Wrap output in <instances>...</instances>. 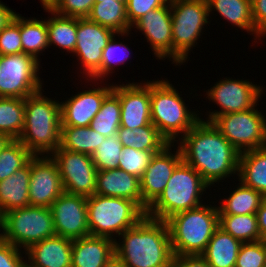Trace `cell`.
I'll return each instance as SVG.
<instances>
[{
    "instance_id": "obj_10",
    "label": "cell",
    "mask_w": 266,
    "mask_h": 267,
    "mask_svg": "<svg viewBox=\"0 0 266 267\" xmlns=\"http://www.w3.org/2000/svg\"><path fill=\"white\" fill-rule=\"evenodd\" d=\"M256 107L216 116L211 121L239 153L266 147V115Z\"/></svg>"
},
{
    "instance_id": "obj_40",
    "label": "cell",
    "mask_w": 266,
    "mask_h": 267,
    "mask_svg": "<svg viewBox=\"0 0 266 267\" xmlns=\"http://www.w3.org/2000/svg\"><path fill=\"white\" fill-rule=\"evenodd\" d=\"M158 152L160 151H140L132 147H123L118 169L124 170L140 179L154 154Z\"/></svg>"
},
{
    "instance_id": "obj_19",
    "label": "cell",
    "mask_w": 266,
    "mask_h": 267,
    "mask_svg": "<svg viewBox=\"0 0 266 267\" xmlns=\"http://www.w3.org/2000/svg\"><path fill=\"white\" fill-rule=\"evenodd\" d=\"M143 82L114 83L112 91L119 97L121 107L120 127L132 130L152 123L150 81Z\"/></svg>"
},
{
    "instance_id": "obj_33",
    "label": "cell",
    "mask_w": 266,
    "mask_h": 267,
    "mask_svg": "<svg viewBox=\"0 0 266 267\" xmlns=\"http://www.w3.org/2000/svg\"><path fill=\"white\" fill-rule=\"evenodd\" d=\"M105 139L89 126H61L60 147L65 150L92 155Z\"/></svg>"
},
{
    "instance_id": "obj_4",
    "label": "cell",
    "mask_w": 266,
    "mask_h": 267,
    "mask_svg": "<svg viewBox=\"0 0 266 267\" xmlns=\"http://www.w3.org/2000/svg\"><path fill=\"white\" fill-rule=\"evenodd\" d=\"M165 79L150 80L151 121L169 143L175 144L200 120L201 113L189 109L182 94Z\"/></svg>"
},
{
    "instance_id": "obj_29",
    "label": "cell",
    "mask_w": 266,
    "mask_h": 267,
    "mask_svg": "<svg viewBox=\"0 0 266 267\" xmlns=\"http://www.w3.org/2000/svg\"><path fill=\"white\" fill-rule=\"evenodd\" d=\"M44 11L51 15L47 17L49 48L53 45L73 54L77 42V18L59 15L52 9Z\"/></svg>"
},
{
    "instance_id": "obj_22",
    "label": "cell",
    "mask_w": 266,
    "mask_h": 267,
    "mask_svg": "<svg viewBox=\"0 0 266 267\" xmlns=\"http://www.w3.org/2000/svg\"><path fill=\"white\" fill-rule=\"evenodd\" d=\"M95 194L134 201L143 210L140 179L121 169L98 171Z\"/></svg>"
},
{
    "instance_id": "obj_51",
    "label": "cell",
    "mask_w": 266,
    "mask_h": 267,
    "mask_svg": "<svg viewBox=\"0 0 266 267\" xmlns=\"http://www.w3.org/2000/svg\"><path fill=\"white\" fill-rule=\"evenodd\" d=\"M58 0H40L43 9H51Z\"/></svg>"
},
{
    "instance_id": "obj_43",
    "label": "cell",
    "mask_w": 266,
    "mask_h": 267,
    "mask_svg": "<svg viewBox=\"0 0 266 267\" xmlns=\"http://www.w3.org/2000/svg\"><path fill=\"white\" fill-rule=\"evenodd\" d=\"M95 0H58L51 8L55 13L75 18H87Z\"/></svg>"
},
{
    "instance_id": "obj_34",
    "label": "cell",
    "mask_w": 266,
    "mask_h": 267,
    "mask_svg": "<svg viewBox=\"0 0 266 267\" xmlns=\"http://www.w3.org/2000/svg\"><path fill=\"white\" fill-rule=\"evenodd\" d=\"M131 31L125 33H116L107 43V46L103 49L101 67L89 78L93 81L108 82L110 75L115 72V67H119L122 64H126L129 60V55L132 54V50L128 48V45L123 44V42L117 41L116 38L130 37ZM117 36V37H115ZM129 52V53H128ZM131 52V53H130ZM115 66V67H114ZM108 77V79H107Z\"/></svg>"
},
{
    "instance_id": "obj_32",
    "label": "cell",
    "mask_w": 266,
    "mask_h": 267,
    "mask_svg": "<svg viewBox=\"0 0 266 267\" xmlns=\"http://www.w3.org/2000/svg\"><path fill=\"white\" fill-rule=\"evenodd\" d=\"M90 21L113 30L115 33L132 31L127 19L126 4L117 1L95 2L87 17Z\"/></svg>"
},
{
    "instance_id": "obj_13",
    "label": "cell",
    "mask_w": 266,
    "mask_h": 267,
    "mask_svg": "<svg viewBox=\"0 0 266 267\" xmlns=\"http://www.w3.org/2000/svg\"><path fill=\"white\" fill-rule=\"evenodd\" d=\"M51 157L57 162L64 192L85 197L95 194L98 170L91 155L59 147Z\"/></svg>"
},
{
    "instance_id": "obj_12",
    "label": "cell",
    "mask_w": 266,
    "mask_h": 267,
    "mask_svg": "<svg viewBox=\"0 0 266 267\" xmlns=\"http://www.w3.org/2000/svg\"><path fill=\"white\" fill-rule=\"evenodd\" d=\"M249 79H234L225 77L206 90V98L210 102L219 106L218 110L210 109L206 112V119L204 121L211 122L216 116L225 115L229 113L246 111L254 108L262 99L265 87L257 85ZM264 88V89H263Z\"/></svg>"
},
{
    "instance_id": "obj_26",
    "label": "cell",
    "mask_w": 266,
    "mask_h": 267,
    "mask_svg": "<svg viewBox=\"0 0 266 267\" xmlns=\"http://www.w3.org/2000/svg\"><path fill=\"white\" fill-rule=\"evenodd\" d=\"M242 244L218 227L201 256L211 267H235Z\"/></svg>"
},
{
    "instance_id": "obj_48",
    "label": "cell",
    "mask_w": 266,
    "mask_h": 267,
    "mask_svg": "<svg viewBox=\"0 0 266 267\" xmlns=\"http://www.w3.org/2000/svg\"><path fill=\"white\" fill-rule=\"evenodd\" d=\"M258 228L261 235V239H266V194L263 195L261 206L256 212Z\"/></svg>"
},
{
    "instance_id": "obj_14",
    "label": "cell",
    "mask_w": 266,
    "mask_h": 267,
    "mask_svg": "<svg viewBox=\"0 0 266 267\" xmlns=\"http://www.w3.org/2000/svg\"><path fill=\"white\" fill-rule=\"evenodd\" d=\"M114 34L113 30L88 18H77V42L73 56L80 64L78 77L82 75L81 78L89 79L101 67L103 49Z\"/></svg>"
},
{
    "instance_id": "obj_16",
    "label": "cell",
    "mask_w": 266,
    "mask_h": 267,
    "mask_svg": "<svg viewBox=\"0 0 266 267\" xmlns=\"http://www.w3.org/2000/svg\"><path fill=\"white\" fill-rule=\"evenodd\" d=\"M63 192L57 162L51 155L33 156L30 159V206L50 208Z\"/></svg>"
},
{
    "instance_id": "obj_27",
    "label": "cell",
    "mask_w": 266,
    "mask_h": 267,
    "mask_svg": "<svg viewBox=\"0 0 266 267\" xmlns=\"http://www.w3.org/2000/svg\"><path fill=\"white\" fill-rule=\"evenodd\" d=\"M238 181L266 194V147L240 153Z\"/></svg>"
},
{
    "instance_id": "obj_45",
    "label": "cell",
    "mask_w": 266,
    "mask_h": 267,
    "mask_svg": "<svg viewBox=\"0 0 266 267\" xmlns=\"http://www.w3.org/2000/svg\"><path fill=\"white\" fill-rule=\"evenodd\" d=\"M26 260L25 251L0 239V267H25Z\"/></svg>"
},
{
    "instance_id": "obj_2",
    "label": "cell",
    "mask_w": 266,
    "mask_h": 267,
    "mask_svg": "<svg viewBox=\"0 0 266 267\" xmlns=\"http://www.w3.org/2000/svg\"><path fill=\"white\" fill-rule=\"evenodd\" d=\"M118 238L115 255L127 267H170L174 254L166 221L145 215Z\"/></svg>"
},
{
    "instance_id": "obj_17",
    "label": "cell",
    "mask_w": 266,
    "mask_h": 267,
    "mask_svg": "<svg viewBox=\"0 0 266 267\" xmlns=\"http://www.w3.org/2000/svg\"><path fill=\"white\" fill-rule=\"evenodd\" d=\"M173 147L174 149H172ZM182 161V153L176 143L175 145L170 143L163 150L154 154L150 164L140 178V190L145 213L163 193L169 178Z\"/></svg>"
},
{
    "instance_id": "obj_53",
    "label": "cell",
    "mask_w": 266,
    "mask_h": 267,
    "mask_svg": "<svg viewBox=\"0 0 266 267\" xmlns=\"http://www.w3.org/2000/svg\"><path fill=\"white\" fill-rule=\"evenodd\" d=\"M102 1H113V0H95V2H102ZM114 1L123 2V3L127 4V0H114Z\"/></svg>"
},
{
    "instance_id": "obj_52",
    "label": "cell",
    "mask_w": 266,
    "mask_h": 267,
    "mask_svg": "<svg viewBox=\"0 0 266 267\" xmlns=\"http://www.w3.org/2000/svg\"><path fill=\"white\" fill-rule=\"evenodd\" d=\"M10 140L11 139L7 135L0 133V151L7 145Z\"/></svg>"
},
{
    "instance_id": "obj_47",
    "label": "cell",
    "mask_w": 266,
    "mask_h": 267,
    "mask_svg": "<svg viewBox=\"0 0 266 267\" xmlns=\"http://www.w3.org/2000/svg\"><path fill=\"white\" fill-rule=\"evenodd\" d=\"M170 267H211L201 255H174Z\"/></svg>"
},
{
    "instance_id": "obj_28",
    "label": "cell",
    "mask_w": 266,
    "mask_h": 267,
    "mask_svg": "<svg viewBox=\"0 0 266 267\" xmlns=\"http://www.w3.org/2000/svg\"><path fill=\"white\" fill-rule=\"evenodd\" d=\"M235 186L237 187L233 188L229 196H225L224 199L221 197L219 198L221 199V201L217 203L219 205L217 206L219 215L256 214L261 206L263 195L245 186L241 181Z\"/></svg>"
},
{
    "instance_id": "obj_6",
    "label": "cell",
    "mask_w": 266,
    "mask_h": 267,
    "mask_svg": "<svg viewBox=\"0 0 266 267\" xmlns=\"http://www.w3.org/2000/svg\"><path fill=\"white\" fill-rule=\"evenodd\" d=\"M210 188L194 168L182 161L169 178L163 193L147 209L146 216L166 221L177 213L198 208L206 203L203 195Z\"/></svg>"
},
{
    "instance_id": "obj_5",
    "label": "cell",
    "mask_w": 266,
    "mask_h": 267,
    "mask_svg": "<svg viewBox=\"0 0 266 267\" xmlns=\"http://www.w3.org/2000/svg\"><path fill=\"white\" fill-rule=\"evenodd\" d=\"M210 203L212 201L166 220L174 255H201L204 252L219 227L218 207Z\"/></svg>"
},
{
    "instance_id": "obj_24",
    "label": "cell",
    "mask_w": 266,
    "mask_h": 267,
    "mask_svg": "<svg viewBox=\"0 0 266 267\" xmlns=\"http://www.w3.org/2000/svg\"><path fill=\"white\" fill-rule=\"evenodd\" d=\"M29 182L30 161L0 181V218L11 210L30 206Z\"/></svg>"
},
{
    "instance_id": "obj_1",
    "label": "cell",
    "mask_w": 266,
    "mask_h": 267,
    "mask_svg": "<svg viewBox=\"0 0 266 267\" xmlns=\"http://www.w3.org/2000/svg\"><path fill=\"white\" fill-rule=\"evenodd\" d=\"M182 159L211 187L238 177L240 153L203 117L176 143ZM223 180V181H222ZM216 183V184H215Z\"/></svg>"
},
{
    "instance_id": "obj_7",
    "label": "cell",
    "mask_w": 266,
    "mask_h": 267,
    "mask_svg": "<svg viewBox=\"0 0 266 267\" xmlns=\"http://www.w3.org/2000/svg\"><path fill=\"white\" fill-rule=\"evenodd\" d=\"M146 213L132 200L94 194L87 197V218L91 236L115 241L125 230L135 226Z\"/></svg>"
},
{
    "instance_id": "obj_18",
    "label": "cell",
    "mask_w": 266,
    "mask_h": 267,
    "mask_svg": "<svg viewBox=\"0 0 266 267\" xmlns=\"http://www.w3.org/2000/svg\"><path fill=\"white\" fill-rule=\"evenodd\" d=\"M50 208L57 236L74 240L90 235L87 197L63 192Z\"/></svg>"
},
{
    "instance_id": "obj_46",
    "label": "cell",
    "mask_w": 266,
    "mask_h": 267,
    "mask_svg": "<svg viewBox=\"0 0 266 267\" xmlns=\"http://www.w3.org/2000/svg\"><path fill=\"white\" fill-rule=\"evenodd\" d=\"M252 19L255 29L266 37V0H251Z\"/></svg>"
},
{
    "instance_id": "obj_35",
    "label": "cell",
    "mask_w": 266,
    "mask_h": 267,
    "mask_svg": "<svg viewBox=\"0 0 266 267\" xmlns=\"http://www.w3.org/2000/svg\"><path fill=\"white\" fill-rule=\"evenodd\" d=\"M24 120V99L0 97V133L10 139H18L24 128Z\"/></svg>"
},
{
    "instance_id": "obj_50",
    "label": "cell",
    "mask_w": 266,
    "mask_h": 267,
    "mask_svg": "<svg viewBox=\"0 0 266 267\" xmlns=\"http://www.w3.org/2000/svg\"><path fill=\"white\" fill-rule=\"evenodd\" d=\"M105 267H127V266L121 259H119L114 254L112 258L105 264Z\"/></svg>"
},
{
    "instance_id": "obj_31",
    "label": "cell",
    "mask_w": 266,
    "mask_h": 267,
    "mask_svg": "<svg viewBox=\"0 0 266 267\" xmlns=\"http://www.w3.org/2000/svg\"><path fill=\"white\" fill-rule=\"evenodd\" d=\"M42 19V20H41ZM25 18L20 14V35L23 53L40 62L42 52L49 48L47 18Z\"/></svg>"
},
{
    "instance_id": "obj_15",
    "label": "cell",
    "mask_w": 266,
    "mask_h": 267,
    "mask_svg": "<svg viewBox=\"0 0 266 267\" xmlns=\"http://www.w3.org/2000/svg\"><path fill=\"white\" fill-rule=\"evenodd\" d=\"M83 82L85 84L84 86L81 85V87H85L86 83H88L85 87L87 89L89 88L88 90L83 89L77 94L70 96V98H66V100L60 102L61 126H90L91 121L100 111L103 100L112 91L114 86V83L97 82L90 79H84ZM93 82L99 85L96 86ZM88 85L92 87H87Z\"/></svg>"
},
{
    "instance_id": "obj_49",
    "label": "cell",
    "mask_w": 266,
    "mask_h": 267,
    "mask_svg": "<svg viewBox=\"0 0 266 267\" xmlns=\"http://www.w3.org/2000/svg\"><path fill=\"white\" fill-rule=\"evenodd\" d=\"M14 11L0 0V31L15 18L17 13Z\"/></svg>"
},
{
    "instance_id": "obj_42",
    "label": "cell",
    "mask_w": 266,
    "mask_h": 267,
    "mask_svg": "<svg viewBox=\"0 0 266 267\" xmlns=\"http://www.w3.org/2000/svg\"><path fill=\"white\" fill-rule=\"evenodd\" d=\"M266 264V245L263 240L241 245L235 267H262Z\"/></svg>"
},
{
    "instance_id": "obj_44",
    "label": "cell",
    "mask_w": 266,
    "mask_h": 267,
    "mask_svg": "<svg viewBox=\"0 0 266 267\" xmlns=\"http://www.w3.org/2000/svg\"><path fill=\"white\" fill-rule=\"evenodd\" d=\"M169 0H127V19L132 26L149 11L166 5Z\"/></svg>"
},
{
    "instance_id": "obj_20",
    "label": "cell",
    "mask_w": 266,
    "mask_h": 267,
    "mask_svg": "<svg viewBox=\"0 0 266 267\" xmlns=\"http://www.w3.org/2000/svg\"><path fill=\"white\" fill-rule=\"evenodd\" d=\"M143 34L144 39L150 45L153 54L158 60H169L173 64V42H172V17L170 0L169 2L157 9L149 11L147 14L138 19L132 29Z\"/></svg>"
},
{
    "instance_id": "obj_38",
    "label": "cell",
    "mask_w": 266,
    "mask_h": 267,
    "mask_svg": "<svg viewBox=\"0 0 266 267\" xmlns=\"http://www.w3.org/2000/svg\"><path fill=\"white\" fill-rule=\"evenodd\" d=\"M33 156L18 139H11L0 151V181L24 167Z\"/></svg>"
},
{
    "instance_id": "obj_39",
    "label": "cell",
    "mask_w": 266,
    "mask_h": 267,
    "mask_svg": "<svg viewBox=\"0 0 266 267\" xmlns=\"http://www.w3.org/2000/svg\"><path fill=\"white\" fill-rule=\"evenodd\" d=\"M123 146L117 135L106 137L96 151L91 155L98 171L118 169Z\"/></svg>"
},
{
    "instance_id": "obj_37",
    "label": "cell",
    "mask_w": 266,
    "mask_h": 267,
    "mask_svg": "<svg viewBox=\"0 0 266 267\" xmlns=\"http://www.w3.org/2000/svg\"><path fill=\"white\" fill-rule=\"evenodd\" d=\"M219 227L242 243L262 240L256 214L219 215Z\"/></svg>"
},
{
    "instance_id": "obj_9",
    "label": "cell",
    "mask_w": 266,
    "mask_h": 267,
    "mask_svg": "<svg viewBox=\"0 0 266 267\" xmlns=\"http://www.w3.org/2000/svg\"><path fill=\"white\" fill-rule=\"evenodd\" d=\"M2 239L23 251L32 244L56 235L51 208L27 206L1 218Z\"/></svg>"
},
{
    "instance_id": "obj_21",
    "label": "cell",
    "mask_w": 266,
    "mask_h": 267,
    "mask_svg": "<svg viewBox=\"0 0 266 267\" xmlns=\"http://www.w3.org/2000/svg\"><path fill=\"white\" fill-rule=\"evenodd\" d=\"M25 253L29 267H71L72 240L55 235L32 244Z\"/></svg>"
},
{
    "instance_id": "obj_3",
    "label": "cell",
    "mask_w": 266,
    "mask_h": 267,
    "mask_svg": "<svg viewBox=\"0 0 266 267\" xmlns=\"http://www.w3.org/2000/svg\"><path fill=\"white\" fill-rule=\"evenodd\" d=\"M43 92L42 88L24 99V128L18 138L34 156L51 155L60 147V101Z\"/></svg>"
},
{
    "instance_id": "obj_25",
    "label": "cell",
    "mask_w": 266,
    "mask_h": 267,
    "mask_svg": "<svg viewBox=\"0 0 266 267\" xmlns=\"http://www.w3.org/2000/svg\"><path fill=\"white\" fill-rule=\"evenodd\" d=\"M208 5L209 19L212 11H216L223 20H227L232 26L245 30L253 35L254 42L264 37L255 29L252 19L251 0H206Z\"/></svg>"
},
{
    "instance_id": "obj_54",
    "label": "cell",
    "mask_w": 266,
    "mask_h": 267,
    "mask_svg": "<svg viewBox=\"0 0 266 267\" xmlns=\"http://www.w3.org/2000/svg\"><path fill=\"white\" fill-rule=\"evenodd\" d=\"M2 238V234H1V222H0V239Z\"/></svg>"
},
{
    "instance_id": "obj_23",
    "label": "cell",
    "mask_w": 266,
    "mask_h": 267,
    "mask_svg": "<svg viewBox=\"0 0 266 267\" xmlns=\"http://www.w3.org/2000/svg\"><path fill=\"white\" fill-rule=\"evenodd\" d=\"M115 254L114 240L86 236L72 240L71 267H105Z\"/></svg>"
},
{
    "instance_id": "obj_8",
    "label": "cell",
    "mask_w": 266,
    "mask_h": 267,
    "mask_svg": "<svg viewBox=\"0 0 266 267\" xmlns=\"http://www.w3.org/2000/svg\"><path fill=\"white\" fill-rule=\"evenodd\" d=\"M172 17L173 64L184 65L198 44L203 28L210 24L206 0H170ZM209 20V21H208ZM206 25V26H205Z\"/></svg>"
},
{
    "instance_id": "obj_30",
    "label": "cell",
    "mask_w": 266,
    "mask_h": 267,
    "mask_svg": "<svg viewBox=\"0 0 266 267\" xmlns=\"http://www.w3.org/2000/svg\"><path fill=\"white\" fill-rule=\"evenodd\" d=\"M117 137L123 147L140 151H161L170 144L152 123L132 130L120 127Z\"/></svg>"
},
{
    "instance_id": "obj_36",
    "label": "cell",
    "mask_w": 266,
    "mask_h": 267,
    "mask_svg": "<svg viewBox=\"0 0 266 267\" xmlns=\"http://www.w3.org/2000/svg\"><path fill=\"white\" fill-rule=\"evenodd\" d=\"M121 107L119 97L111 91L103 100L100 111L90 123V128L97 133L109 137L117 135L120 128Z\"/></svg>"
},
{
    "instance_id": "obj_11",
    "label": "cell",
    "mask_w": 266,
    "mask_h": 267,
    "mask_svg": "<svg viewBox=\"0 0 266 267\" xmlns=\"http://www.w3.org/2000/svg\"><path fill=\"white\" fill-rule=\"evenodd\" d=\"M40 65L26 53L0 56V97L25 99L41 90Z\"/></svg>"
},
{
    "instance_id": "obj_41",
    "label": "cell",
    "mask_w": 266,
    "mask_h": 267,
    "mask_svg": "<svg viewBox=\"0 0 266 267\" xmlns=\"http://www.w3.org/2000/svg\"><path fill=\"white\" fill-rule=\"evenodd\" d=\"M23 53L20 35V14L0 31V56Z\"/></svg>"
}]
</instances>
